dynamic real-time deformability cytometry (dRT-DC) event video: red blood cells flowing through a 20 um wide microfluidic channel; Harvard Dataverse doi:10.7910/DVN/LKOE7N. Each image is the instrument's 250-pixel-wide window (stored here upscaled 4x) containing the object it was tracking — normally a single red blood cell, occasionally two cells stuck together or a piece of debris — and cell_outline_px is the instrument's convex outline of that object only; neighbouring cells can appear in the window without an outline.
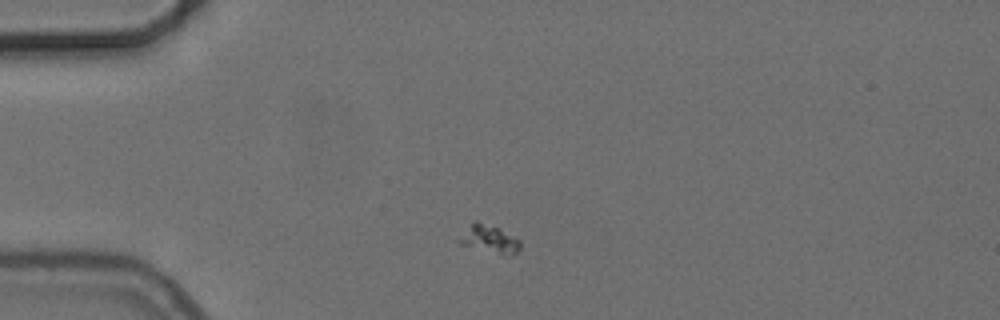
{"species": "common noctule bat (a hibernating species)", "species_latin": "Nyctalus noctula", "temperature_condition": "cold", "stored_images_in_passage": 9, "camera_frame_rate_fps": 3000, "um_per_image_px": 0.085, "animal": {"sex": "female", "body_mass_g": 24.6, "forearm_length_mm": 56.2}, "frame": {"image": 1, "passage_image": 3, "time_ms": 0.667, "image_size_px": [1000, 320], "cell_outline_px": [[520, 248], [516, 252], [508, 256], [456, 244], [456, 240], [472, 220], [476, 220], [500, 228], [520, 240]], "centroid_in_image_um": [41.53, 20.31], "position_along_channel_um": 43.5, "area_um2": 10.23}}